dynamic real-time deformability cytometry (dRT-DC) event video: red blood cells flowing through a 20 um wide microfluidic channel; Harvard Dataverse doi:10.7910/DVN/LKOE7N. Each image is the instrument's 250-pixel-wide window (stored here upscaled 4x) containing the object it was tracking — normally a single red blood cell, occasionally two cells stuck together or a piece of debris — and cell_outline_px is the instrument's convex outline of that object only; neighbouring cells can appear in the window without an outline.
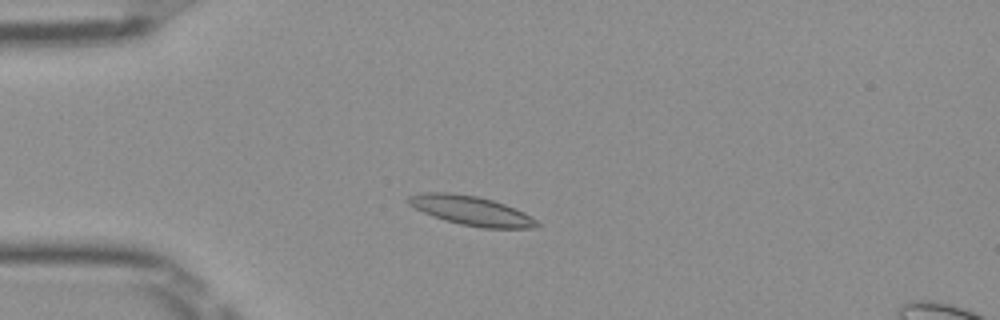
{"species": "Egyptian fruit bat (a non-hibernating species)", "species_latin": "Rousettus aegyptiacus", "temperature_condition": "room temperature", "stored_images_in_passage": 43, "camera_frame_rate_fps": 3000, "um_per_image_px": 0.085, "frame": {"image": 1, "passage_image": 10, "time_ms": 3.0, "image_size_px": [1000, 320], "cell_outline_px": [[540, 224], [536, 228], [484, 228], [460, 224], [444, 220], [424, 212], [408, 204], [408, 196], [420, 192], [448, 192], [476, 196], [492, 200], [516, 208], [524, 212], [536, 220]], "centroid_in_image_um": [40.06, 17.9], "position_along_channel_um": 44.9, "area_um2": 21.85}}
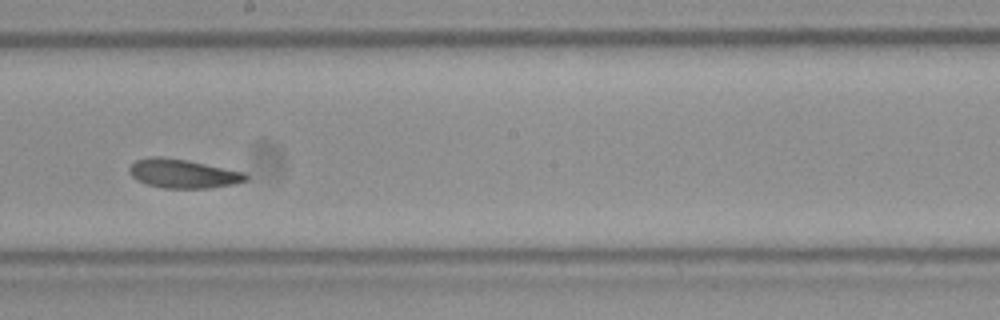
{"frame": {"image": 2, "passage_image": 26, "time_ms": 8.333, "image_size_px": [1000, 320], "cell_outline_px": [[248, 180], [236, 184], [208, 188], [164, 188], [148, 184], [136, 180], [128, 172], [128, 168], [136, 160], [148, 156], [164, 156], [188, 160], [244, 172], [248, 176]], "centroid_in_image_um": [15.54, 14.75], "position_along_channel_um": 232.7, "area_um2": 19.83}}
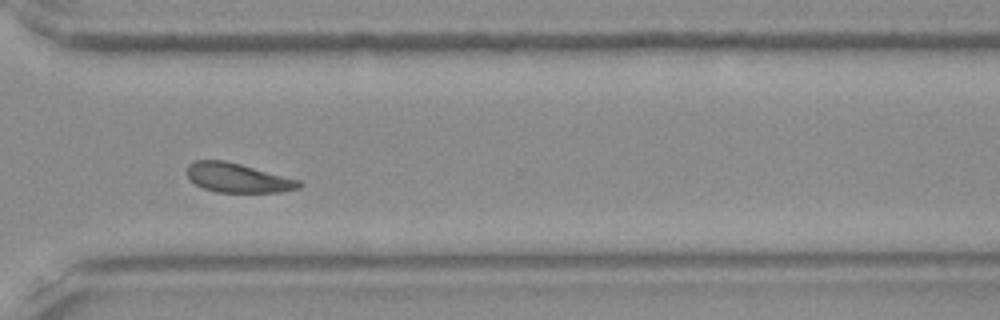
{"frame": {"image": 3, "passage_image": 35, "time_ms": 11.333, "image_size_px": [1000, 320], "cell_outline_px": [[304, 184], [300, 188], [280, 192], [216, 192], [204, 188], [196, 184], [188, 176], [188, 164], [196, 160], [224, 160], [240, 164], [300, 180]], "centroid_in_image_um": [20.24, 15.12], "position_along_channel_um": 350.4, "area_um2": 18.96}, "authors_computed_cell_mechanics": {"area_um2": 20.6924, "velocity_mm_per_s": 3.9246, "shape_relaxation_time_tau1_ms": null, "shape_relaxation_time_tau2_ms": 3.2359, "deformation_change_tau1": null, "deformation_change_tau2": 0.107}}